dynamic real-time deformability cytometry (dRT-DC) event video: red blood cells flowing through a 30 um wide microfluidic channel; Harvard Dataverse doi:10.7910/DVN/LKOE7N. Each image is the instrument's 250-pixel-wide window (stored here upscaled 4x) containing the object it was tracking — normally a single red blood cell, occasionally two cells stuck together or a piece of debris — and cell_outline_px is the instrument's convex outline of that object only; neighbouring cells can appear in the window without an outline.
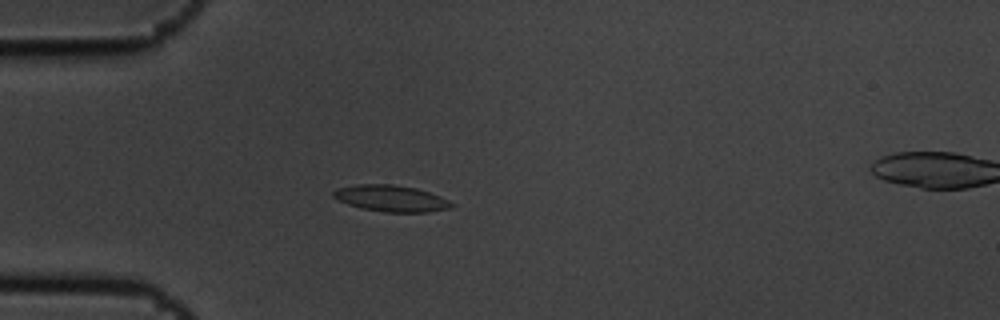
{"species": "common noctule bat (a hibernating species)", "species_latin": "Nyctalus noctula", "temperature_condition": "cold", "stored_images_in_passage": 6, "camera_frame_rate_fps": 3000, "um_per_image_px": 0.085, "animal": {"sex": "male", "body_mass_g": 19.5, "forearm_length_mm": 54.6}, "frame": {"image": 1, "passage_image": 5, "time_ms": 1.333, "image_size_px": [1000, 320], "cell_outline_px": [[456, 204], [452, 208], [428, 212], [384, 212], [360, 208], [348, 204], [332, 196], [332, 192], [340, 188], [356, 184], [392, 184], [416, 188], [440, 196]], "centroid_in_image_um": [33.28, 16.87], "position_along_channel_um": 51.7, "area_um2": 18.15}}